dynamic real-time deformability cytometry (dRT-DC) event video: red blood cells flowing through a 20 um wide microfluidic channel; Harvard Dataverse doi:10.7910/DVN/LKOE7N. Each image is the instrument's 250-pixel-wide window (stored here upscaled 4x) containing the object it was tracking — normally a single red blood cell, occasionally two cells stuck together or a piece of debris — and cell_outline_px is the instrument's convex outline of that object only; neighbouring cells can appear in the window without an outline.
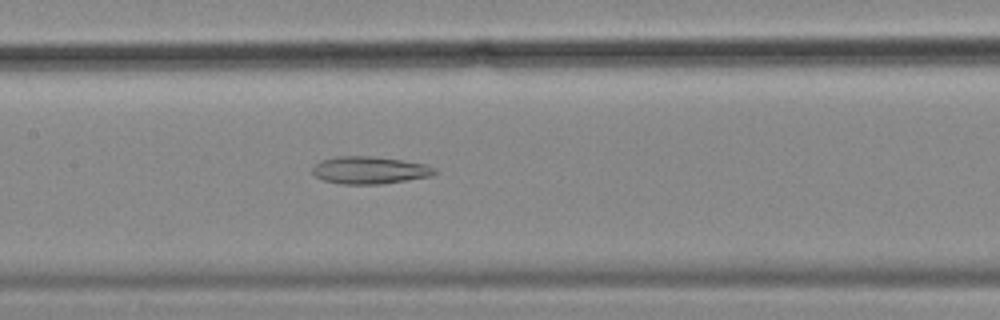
{"species": "common noctule bat (a hibernating species)", "species_latin": "Nyctalus noctula", "temperature_condition": "cold", "stored_images_in_passage": 57, "camera_frame_rate_fps": 3000, "um_per_image_px": 0.085, "animal": {"sex": "female", "body_mass_g": 18.4}, "frame": {"image": 1, "passage_image": 27, "time_ms": 8.667, "image_size_px": [1000, 320], "cell_outline_px": [[440, 172], [432, 176], [384, 184], [340, 184], [324, 180], [316, 176], [312, 172], [312, 168], [320, 160], [336, 156], [372, 156], [400, 160], [424, 164], [436, 168]], "centroid_in_image_um": [31.44, 14.47], "position_along_channel_um": 176.0, "area_um2": 19.65}}
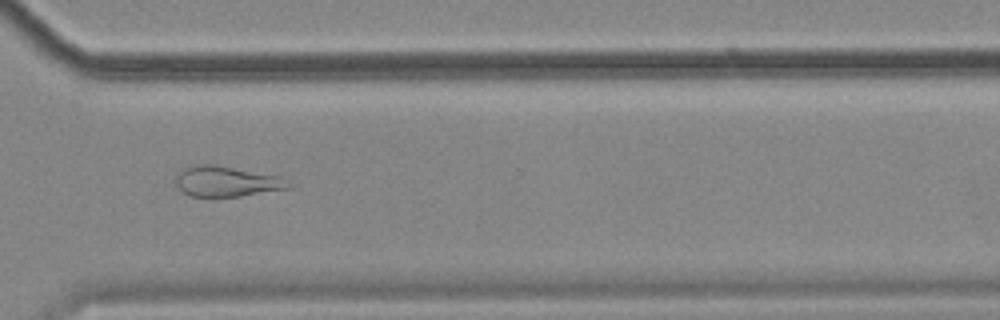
{"frame": {"image": 2, "passage_image": 42, "time_ms": 13.667, "image_size_px": [1000, 320], "cell_outline_px": [[292, 188], [240, 196], [212, 200], [192, 196], [184, 192], [176, 184], [176, 176], [180, 168], [196, 164], [216, 164], [280, 176], [292, 184]], "centroid_in_image_um": [19.23, 15.44], "position_along_channel_um": 351.4, "area_um2": 20.81}}
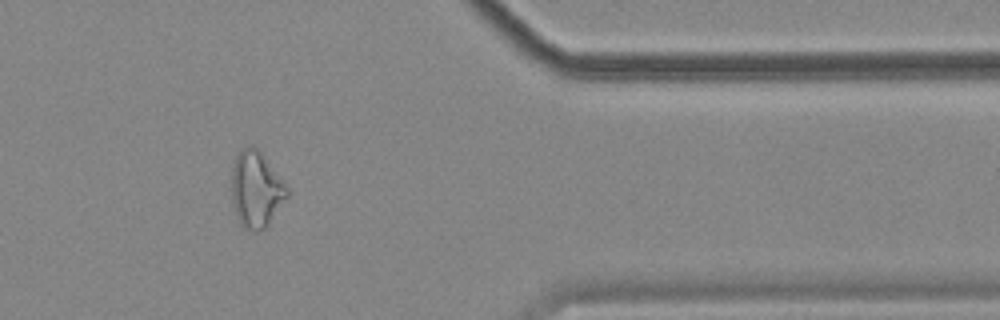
{"frame": {"image": 3, "passage_image": 47, "time_ms": 15.333, "image_size_px": [1000, 320], "cell_outline_px": [[288, 196], [268, 228], [256, 232], [244, 228], [240, 224], [232, 200], [232, 168], [236, 156], [244, 148], [252, 144], [260, 152], [288, 188]], "centroid_in_image_um": [21.78, 16.16], "position_along_channel_um": 389.6, "area_um2": 24.45}}